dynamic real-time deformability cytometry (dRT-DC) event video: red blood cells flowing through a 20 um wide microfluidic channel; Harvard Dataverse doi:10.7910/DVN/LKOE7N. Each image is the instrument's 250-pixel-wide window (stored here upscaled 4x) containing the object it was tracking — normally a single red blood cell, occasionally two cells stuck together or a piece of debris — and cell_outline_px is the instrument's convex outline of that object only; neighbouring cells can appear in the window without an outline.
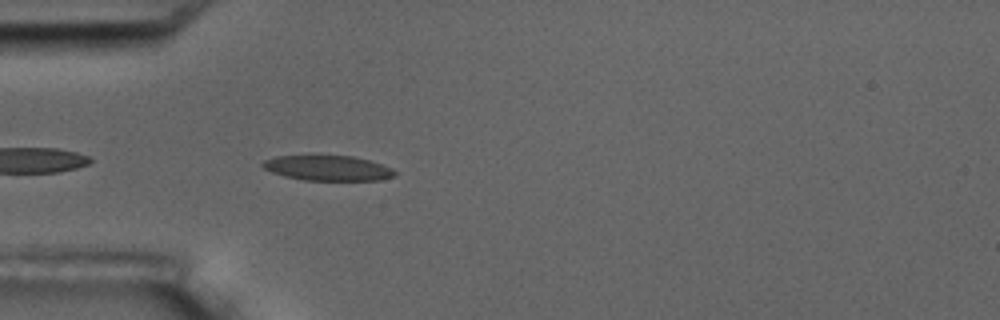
{"species": "common noctule bat (a hibernating species)", "species_latin": "Nyctalus noctula", "temperature_condition": "room temperature", "stored_images_in_passage": 1, "camera_frame_rate_fps": 3000, "um_per_image_px": 0.085, "animal": {"sex": "male", "body_mass_g": 17.5, "forearm_length_mm": 52.3}, "frame": {"image": 1, "passage_image": 1, "time_ms": 0.0, "image_size_px": [1000, 320], "cell_outline_px": [[396, 176], [380, 180], [304, 180], [284, 176], [272, 172], [264, 168], [260, 164], [264, 160], [276, 156], [352, 156], [368, 160], [392, 168], [396, 172]], "centroid_in_image_um": [27.86, 14.29], "position_along_channel_um": 57.1, "area_um2": 19.19}}